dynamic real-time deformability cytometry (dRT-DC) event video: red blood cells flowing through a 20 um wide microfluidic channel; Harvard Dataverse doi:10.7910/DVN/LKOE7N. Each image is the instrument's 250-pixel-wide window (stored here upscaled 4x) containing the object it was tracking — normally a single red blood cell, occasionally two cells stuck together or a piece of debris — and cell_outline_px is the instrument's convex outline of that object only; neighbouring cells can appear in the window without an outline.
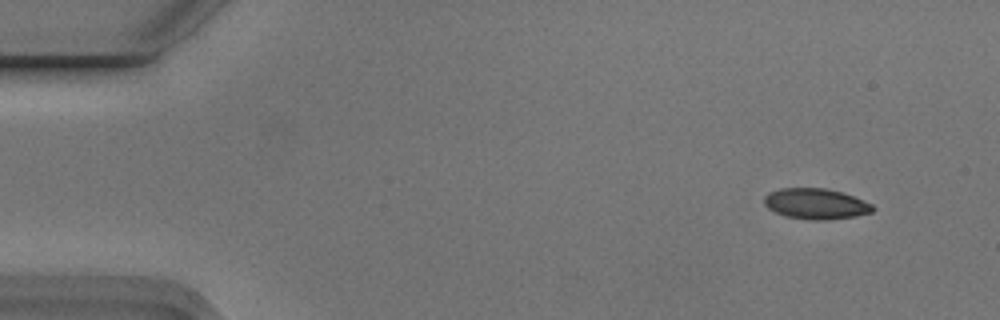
{"species": "Egyptian fruit bat (a non-hibernating species)", "species_latin": "Rousettus aegyptiacus", "temperature_condition": "cold", "stored_images_in_passage": 8, "camera_frame_rate_fps": 3000, "um_per_image_px": 0.085, "animal": {"sex": "male"}, "frame": {"image": 1, "passage_image": 2, "time_ms": 0.333, "image_size_px": [1000, 320], "cell_outline_px": [[876, 208], [872, 212], [856, 216], [828, 220], [812, 220], [784, 216], [768, 208], [764, 204], [764, 196], [768, 192], [780, 188], [824, 188], [840, 192], [852, 196], [872, 204]], "centroid_in_image_um": [69.33, 17.33], "position_along_channel_um": 15.7, "area_um2": 19.42}}
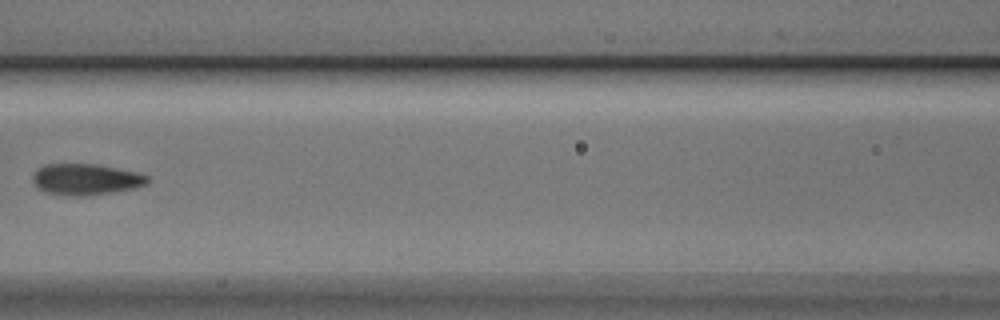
{"frame": {"image": 2, "passage_image": 7, "time_ms": 2.0, "image_size_px": [1000, 320], "cell_outline_px": [[148, 184], [132, 188], [112, 192], [84, 196], [72, 196], [44, 192], [36, 188], [32, 180], [32, 176], [44, 164], [96, 164], [136, 172], [148, 176]], "centroid_in_image_um": [7.26, 15.25], "position_along_channel_um": 159.3, "area_um2": 20.75}}
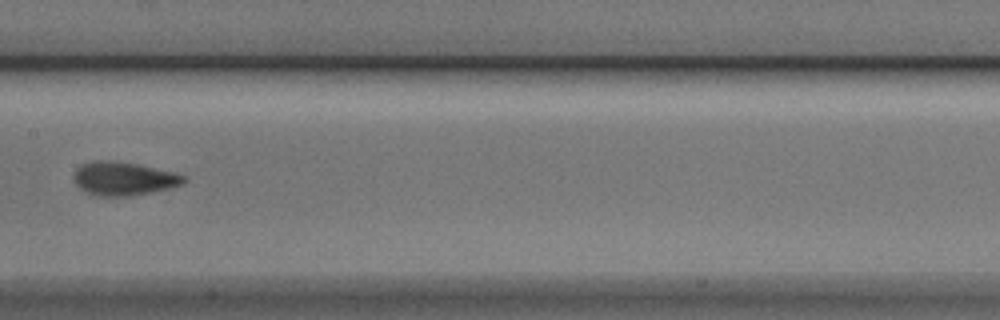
{"frame": {"image": 3, "passage_image": 8, "time_ms": 2.333, "image_size_px": [1000, 320], "cell_outline_px": [[188, 180], [184, 184], [172, 188], [152, 192], [128, 196], [92, 196], [80, 188], [76, 184], [72, 176], [76, 168], [84, 164], [96, 160], [100, 160], [136, 164], [172, 172], [188, 176]], "centroid_in_image_um": [10.53, 15.21], "position_along_channel_um": 196.9, "area_um2": 21.5}}